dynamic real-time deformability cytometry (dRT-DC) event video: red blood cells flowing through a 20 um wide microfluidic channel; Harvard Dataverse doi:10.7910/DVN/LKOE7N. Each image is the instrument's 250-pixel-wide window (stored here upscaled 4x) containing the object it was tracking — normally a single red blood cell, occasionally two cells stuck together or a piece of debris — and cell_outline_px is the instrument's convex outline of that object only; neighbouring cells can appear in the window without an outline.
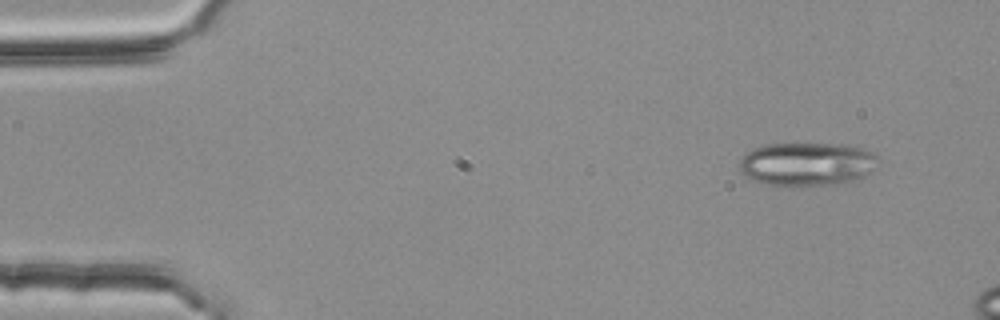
{"species": "common noctule bat (a hibernating species)", "species_latin": "Nyctalus noctula", "temperature_condition": "room temperature", "stored_images_in_passage": 3, "camera_frame_rate_fps": 3000, "um_per_image_px": 0.085, "animal": {"sex": "female", "body_mass_g": 25.1}, "frame": {"image": 1, "passage_image": 1, "time_ms": 0.0, "image_size_px": [1000, 320], "cell_outline_px": [[880, 160], [876, 168], [864, 176], [852, 180], [836, 184], [764, 184], [752, 180], [740, 172], [740, 160], [744, 152], [764, 144], [848, 144], [872, 152]], "centroid_in_image_um": [68.59, 13.91], "position_along_channel_um": 16.4, "area_um2": 34.91}}